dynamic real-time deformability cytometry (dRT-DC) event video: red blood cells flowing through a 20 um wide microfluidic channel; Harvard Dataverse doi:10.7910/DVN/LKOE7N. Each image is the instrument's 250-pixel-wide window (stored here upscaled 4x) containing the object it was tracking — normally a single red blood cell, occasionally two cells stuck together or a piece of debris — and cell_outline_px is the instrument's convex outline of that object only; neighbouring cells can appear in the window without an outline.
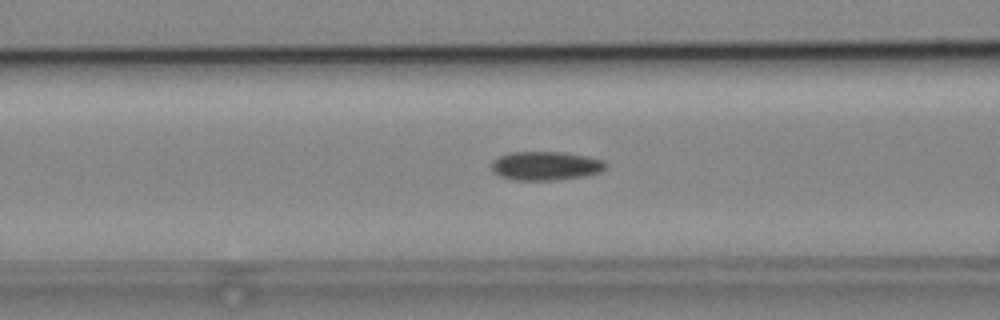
{"species": "common noctule bat (a hibernating species)", "species_latin": "Nyctalus noctula", "temperature_condition": "cold", "stored_images_in_passage": 40, "camera_frame_rate_fps": 3000, "um_per_image_px": 0.085, "animal": {"sex": "male", "body_mass_g": 19.2, "forearm_length_mm": 51.8}, "frame": {"image": 1, "passage_image": 13, "time_ms": 4.0, "image_size_px": [1000, 320], "cell_outline_px": [[608, 168], [600, 172], [584, 176], [552, 180], [516, 180], [500, 176], [492, 172], [492, 160], [508, 152], [564, 152], [588, 156], [604, 160], [608, 164]], "centroid_in_image_um": [46.41, 14.09], "position_along_channel_um": 120.2, "area_um2": 19.36}}
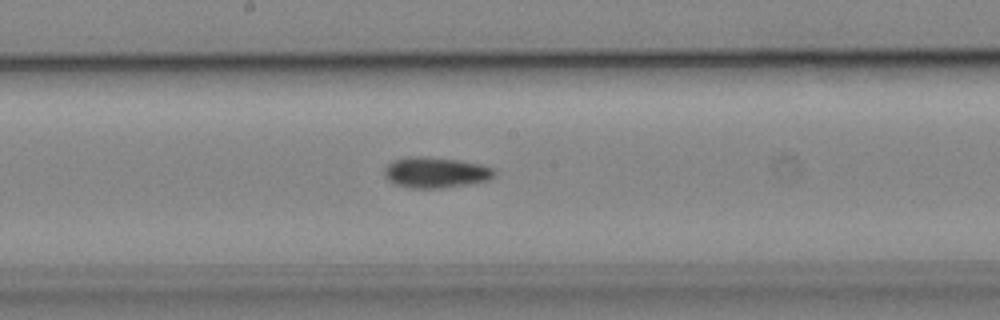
{"frame": {"image": 2, "passage_image": 20, "time_ms": 6.333, "image_size_px": [1000, 320], "cell_outline_px": [[496, 176], [488, 180], [472, 184], [444, 188], [412, 188], [396, 184], [388, 180], [384, 176], [384, 168], [388, 164], [396, 160], [412, 156], [424, 156], [460, 160], [480, 164], [492, 168], [496, 172]], "centroid_in_image_um": [37.06, 14.67], "position_along_channel_um": 211.1, "area_um2": 19.83}}
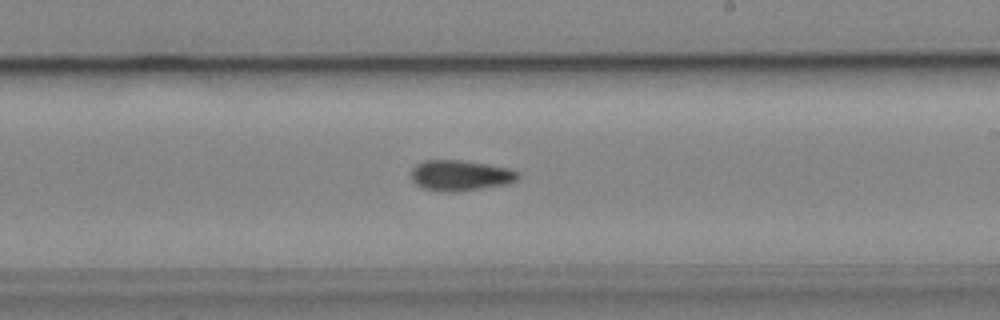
{"frame": {"image": 3, "passage_image": 23, "time_ms": 7.333, "image_size_px": [1000, 320], "cell_outline_px": [[520, 176], [516, 180], [508, 184], [480, 188], [448, 192], [424, 188], [416, 184], [412, 180], [412, 168], [416, 164], [424, 160], [460, 160], [488, 164], [508, 168], [520, 172]], "centroid_in_image_um": [39.14, 14.89], "position_along_channel_um": 249.9, "area_um2": 18.9}}